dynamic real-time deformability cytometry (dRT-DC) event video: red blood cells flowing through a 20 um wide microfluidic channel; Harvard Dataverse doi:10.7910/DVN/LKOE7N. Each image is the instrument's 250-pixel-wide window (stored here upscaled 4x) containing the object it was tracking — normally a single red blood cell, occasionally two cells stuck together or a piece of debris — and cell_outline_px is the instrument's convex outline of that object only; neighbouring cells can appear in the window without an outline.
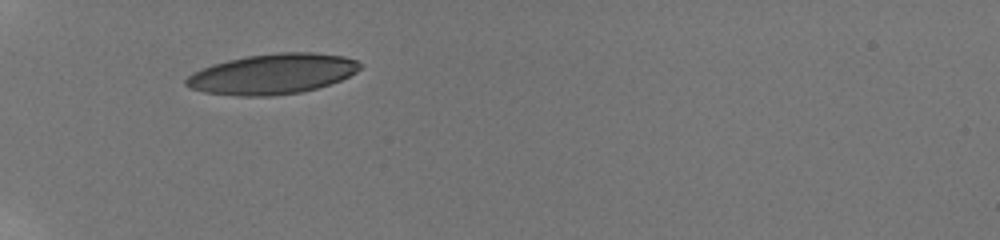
{"species": "human", "species_latin": "Homo sapiens", "temperature_condition": "room temperature", "stored_images_in_passage": 62, "camera_frame_rate_fps": 3000, "um_per_image_px": 0.085, "donor": {"sex": "male"}, "frame": {"image": 1, "passage_image": 1, "time_ms": 0.0, "image_size_px": [1000, 240], "cell_outline_px": [[364, 64], [356, 72], [340, 80], [316, 88], [300, 92], [272, 96], [236, 96], [204, 92], [192, 88], [184, 84], [184, 80], [192, 72], [212, 64], [228, 60], [248, 56], [280, 52], [312, 52], [344, 56], [356, 60]], "centroid_in_image_um": [23.15, 6.28], "position_along_channel_um": 61.9, "area_um2": 40.81}}
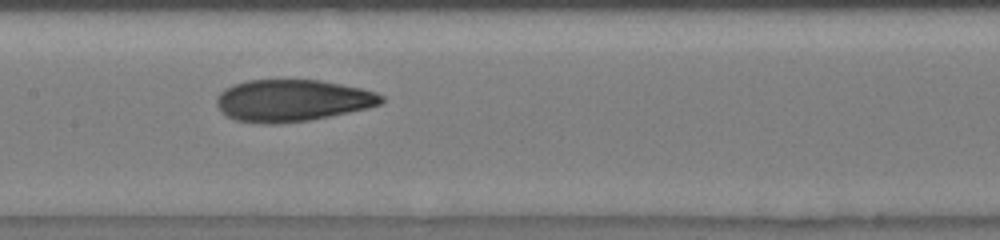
{"frame": {"image": 2, "passage_image": 23, "time_ms": 3.667, "image_size_px": [1000, 240], "cell_outline_px": [[384, 100], [380, 104], [368, 108], [308, 120], [280, 124], [268, 124], [236, 120], [220, 112], [216, 104], [216, 96], [224, 88], [248, 80], [320, 80], [360, 88], [376, 92], [384, 96]], "centroid_in_image_um": [24.82, 8.54], "position_along_channel_um": 182.6, "area_um2": 40.11}}
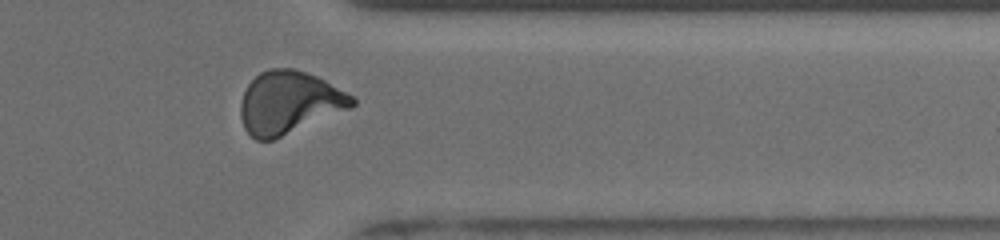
{"frame": {"image": 3, "passage_image": 54, "time_ms": 9.0, "image_size_px": [1000, 240], "cell_outline_px": [[356, 104], [352, 108], [272, 140], [256, 140], [244, 128], [240, 116], [240, 104], [244, 92], [248, 84], [260, 72], [268, 68], [292, 68], [308, 72], [324, 80], [352, 96], [356, 100]], "centroid_in_image_um": [24.56, 8.71], "position_along_channel_um": 386.8, "area_um2": 40.58}, "authors_computed_cell_mechanics": {"area_um2": 39.7664, "velocity_mm_per_s": 3.8565, "shape_relaxation_time_tau1_ms": 5.5643, "shape_relaxation_time_tau2_ms": 1.3563, "deformation_change_tau1": 0.2058, "deformation_change_tau2": 0.074}}